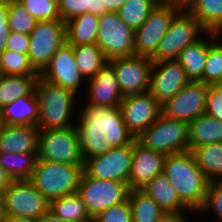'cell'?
Returning <instances> with one entry per match:
<instances>
[{"instance_id": "6da1fadb", "label": "cell", "mask_w": 222, "mask_h": 222, "mask_svg": "<svg viewBox=\"0 0 222 222\" xmlns=\"http://www.w3.org/2000/svg\"><path fill=\"white\" fill-rule=\"evenodd\" d=\"M79 100L83 105L78 107L75 127L84 160L136 140L125 126L119 107L92 106Z\"/></svg>"}, {"instance_id": "7a4b0ae2", "label": "cell", "mask_w": 222, "mask_h": 222, "mask_svg": "<svg viewBox=\"0 0 222 222\" xmlns=\"http://www.w3.org/2000/svg\"><path fill=\"white\" fill-rule=\"evenodd\" d=\"M163 173L180 200L196 213L204 202L210 181L196 164L191 151L167 155Z\"/></svg>"}, {"instance_id": "3957f363", "label": "cell", "mask_w": 222, "mask_h": 222, "mask_svg": "<svg viewBox=\"0 0 222 222\" xmlns=\"http://www.w3.org/2000/svg\"><path fill=\"white\" fill-rule=\"evenodd\" d=\"M35 92L39 102L37 126L40 130L75 126L77 117L74 116H77L79 105L77 94L70 89L51 84L40 76L35 85Z\"/></svg>"}, {"instance_id": "277c9868", "label": "cell", "mask_w": 222, "mask_h": 222, "mask_svg": "<svg viewBox=\"0 0 222 222\" xmlns=\"http://www.w3.org/2000/svg\"><path fill=\"white\" fill-rule=\"evenodd\" d=\"M83 166L37 160L30 181L51 202L77 193Z\"/></svg>"}, {"instance_id": "5b68a950", "label": "cell", "mask_w": 222, "mask_h": 222, "mask_svg": "<svg viewBox=\"0 0 222 222\" xmlns=\"http://www.w3.org/2000/svg\"><path fill=\"white\" fill-rule=\"evenodd\" d=\"M188 123L164 116L158 119L136 140L145 148L159 151L166 155L189 151Z\"/></svg>"}, {"instance_id": "8992f818", "label": "cell", "mask_w": 222, "mask_h": 222, "mask_svg": "<svg viewBox=\"0 0 222 222\" xmlns=\"http://www.w3.org/2000/svg\"><path fill=\"white\" fill-rule=\"evenodd\" d=\"M1 214L39 220L49 209L50 201L30 180H13L2 192Z\"/></svg>"}, {"instance_id": "52a82bcc", "label": "cell", "mask_w": 222, "mask_h": 222, "mask_svg": "<svg viewBox=\"0 0 222 222\" xmlns=\"http://www.w3.org/2000/svg\"><path fill=\"white\" fill-rule=\"evenodd\" d=\"M207 30L186 10H181L171 21L169 28L154 55L153 62L177 60L180 52L189 44L199 40Z\"/></svg>"}, {"instance_id": "ba28073f", "label": "cell", "mask_w": 222, "mask_h": 222, "mask_svg": "<svg viewBox=\"0 0 222 222\" xmlns=\"http://www.w3.org/2000/svg\"><path fill=\"white\" fill-rule=\"evenodd\" d=\"M37 156L38 160L84 165L76 127L40 130Z\"/></svg>"}, {"instance_id": "9c48e42d", "label": "cell", "mask_w": 222, "mask_h": 222, "mask_svg": "<svg viewBox=\"0 0 222 222\" xmlns=\"http://www.w3.org/2000/svg\"><path fill=\"white\" fill-rule=\"evenodd\" d=\"M129 190L127 183L97 179L82 172L77 194L81 197L93 219L109 207L125 201L128 198Z\"/></svg>"}, {"instance_id": "30bf717a", "label": "cell", "mask_w": 222, "mask_h": 222, "mask_svg": "<svg viewBox=\"0 0 222 222\" xmlns=\"http://www.w3.org/2000/svg\"><path fill=\"white\" fill-rule=\"evenodd\" d=\"M28 59L40 75L53 55L66 42V27L62 20L38 21L29 34Z\"/></svg>"}, {"instance_id": "8fae6325", "label": "cell", "mask_w": 222, "mask_h": 222, "mask_svg": "<svg viewBox=\"0 0 222 222\" xmlns=\"http://www.w3.org/2000/svg\"><path fill=\"white\" fill-rule=\"evenodd\" d=\"M96 44L108 60L135 55V31L116 12L99 16Z\"/></svg>"}, {"instance_id": "7c38bea8", "label": "cell", "mask_w": 222, "mask_h": 222, "mask_svg": "<svg viewBox=\"0 0 222 222\" xmlns=\"http://www.w3.org/2000/svg\"><path fill=\"white\" fill-rule=\"evenodd\" d=\"M133 143L120 148H111L104 154L85 159L83 172L97 179L127 183L131 173Z\"/></svg>"}, {"instance_id": "4fadbf2b", "label": "cell", "mask_w": 222, "mask_h": 222, "mask_svg": "<svg viewBox=\"0 0 222 222\" xmlns=\"http://www.w3.org/2000/svg\"><path fill=\"white\" fill-rule=\"evenodd\" d=\"M180 11L177 6L158 3L150 12L147 21L135 30V55L151 58L171 21Z\"/></svg>"}, {"instance_id": "5bb4252c", "label": "cell", "mask_w": 222, "mask_h": 222, "mask_svg": "<svg viewBox=\"0 0 222 222\" xmlns=\"http://www.w3.org/2000/svg\"><path fill=\"white\" fill-rule=\"evenodd\" d=\"M208 84L190 81L173 98L164 103L162 114L168 118L182 120L188 124L205 114Z\"/></svg>"}, {"instance_id": "9a60e30c", "label": "cell", "mask_w": 222, "mask_h": 222, "mask_svg": "<svg viewBox=\"0 0 222 222\" xmlns=\"http://www.w3.org/2000/svg\"><path fill=\"white\" fill-rule=\"evenodd\" d=\"M39 76L51 84L70 89L79 94V97L80 92L86 87V80L81 75L75 60L73 46L67 42L56 51L49 65Z\"/></svg>"}, {"instance_id": "2e32d148", "label": "cell", "mask_w": 222, "mask_h": 222, "mask_svg": "<svg viewBox=\"0 0 222 222\" xmlns=\"http://www.w3.org/2000/svg\"><path fill=\"white\" fill-rule=\"evenodd\" d=\"M119 108L125 126L135 139L162 113L161 105L149 92L125 95Z\"/></svg>"}, {"instance_id": "e0dca14e", "label": "cell", "mask_w": 222, "mask_h": 222, "mask_svg": "<svg viewBox=\"0 0 222 222\" xmlns=\"http://www.w3.org/2000/svg\"><path fill=\"white\" fill-rule=\"evenodd\" d=\"M113 66L122 94H138L149 91L153 61L149 57L133 55L108 60Z\"/></svg>"}, {"instance_id": "ac0fdd59", "label": "cell", "mask_w": 222, "mask_h": 222, "mask_svg": "<svg viewBox=\"0 0 222 222\" xmlns=\"http://www.w3.org/2000/svg\"><path fill=\"white\" fill-rule=\"evenodd\" d=\"M190 81L184 68L177 60L153 62L148 92L162 106Z\"/></svg>"}, {"instance_id": "d6986e66", "label": "cell", "mask_w": 222, "mask_h": 222, "mask_svg": "<svg viewBox=\"0 0 222 222\" xmlns=\"http://www.w3.org/2000/svg\"><path fill=\"white\" fill-rule=\"evenodd\" d=\"M87 95L85 104L92 106L119 107L122 94L115 70L108 62L93 78L86 81Z\"/></svg>"}, {"instance_id": "ffe728a7", "label": "cell", "mask_w": 222, "mask_h": 222, "mask_svg": "<svg viewBox=\"0 0 222 222\" xmlns=\"http://www.w3.org/2000/svg\"><path fill=\"white\" fill-rule=\"evenodd\" d=\"M166 154L145 148L137 140L133 142V156L129 189H142L150 180L163 173Z\"/></svg>"}, {"instance_id": "44dd1931", "label": "cell", "mask_w": 222, "mask_h": 222, "mask_svg": "<svg viewBox=\"0 0 222 222\" xmlns=\"http://www.w3.org/2000/svg\"><path fill=\"white\" fill-rule=\"evenodd\" d=\"M38 126L5 125L0 130V152L38 153Z\"/></svg>"}, {"instance_id": "7402d4cb", "label": "cell", "mask_w": 222, "mask_h": 222, "mask_svg": "<svg viewBox=\"0 0 222 222\" xmlns=\"http://www.w3.org/2000/svg\"><path fill=\"white\" fill-rule=\"evenodd\" d=\"M141 190L152 197L165 213L195 214L180 200L164 173L155 176Z\"/></svg>"}, {"instance_id": "603a6c76", "label": "cell", "mask_w": 222, "mask_h": 222, "mask_svg": "<svg viewBox=\"0 0 222 222\" xmlns=\"http://www.w3.org/2000/svg\"><path fill=\"white\" fill-rule=\"evenodd\" d=\"M0 116L5 125L37 126L39 102L36 92L17 98L0 109Z\"/></svg>"}, {"instance_id": "cb8c5ba5", "label": "cell", "mask_w": 222, "mask_h": 222, "mask_svg": "<svg viewBox=\"0 0 222 222\" xmlns=\"http://www.w3.org/2000/svg\"><path fill=\"white\" fill-rule=\"evenodd\" d=\"M66 42L72 46L96 44L99 16L85 13L65 22Z\"/></svg>"}, {"instance_id": "d4e9b609", "label": "cell", "mask_w": 222, "mask_h": 222, "mask_svg": "<svg viewBox=\"0 0 222 222\" xmlns=\"http://www.w3.org/2000/svg\"><path fill=\"white\" fill-rule=\"evenodd\" d=\"M189 151L195 147L222 142V121L207 114L188 124Z\"/></svg>"}, {"instance_id": "484cf974", "label": "cell", "mask_w": 222, "mask_h": 222, "mask_svg": "<svg viewBox=\"0 0 222 222\" xmlns=\"http://www.w3.org/2000/svg\"><path fill=\"white\" fill-rule=\"evenodd\" d=\"M208 54V31L196 42L186 46L177 61L184 68L191 81L202 82V75Z\"/></svg>"}, {"instance_id": "4316f807", "label": "cell", "mask_w": 222, "mask_h": 222, "mask_svg": "<svg viewBox=\"0 0 222 222\" xmlns=\"http://www.w3.org/2000/svg\"><path fill=\"white\" fill-rule=\"evenodd\" d=\"M39 76L0 75V109L17 98L35 93Z\"/></svg>"}, {"instance_id": "83f0119b", "label": "cell", "mask_w": 222, "mask_h": 222, "mask_svg": "<svg viewBox=\"0 0 222 222\" xmlns=\"http://www.w3.org/2000/svg\"><path fill=\"white\" fill-rule=\"evenodd\" d=\"M191 153L210 182L222 180V142L195 147Z\"/></svg>"}, {"instance_id": "f1b7e54d", "label": "cell", "mask_w": 222, "mask_h": 222, "mask_svg": "<svg viewBox=\"0 0 222 222\" xmlns=\"http://www.w3.org/2000/svg\"><path fill=\"white\" fill-rule=\"evenodd\" d=\"M132 222H158L166 213L141 189L129 190Z\"/></svg>"}, {"instance_id": "f546056e", "label": "cell", "mask_w": 222, "mask_h": 222, "mask_svg": "<svg viewBox=\"0 0 222 222\" xmlns=\"http://www.w3.org/2000/svg\"><path fill=\"white\" fill-rule=\"evenodd\" d=\"M186 11L207 31L222 34V0H193Z\"/></svg>"}, {"instance_id": "4dcf8cb0", "label": "cell", "mask_w": 222, "mask_h": 222, "mask_svg": "<svg viewBox=\"0 0 222 222\" xmlns=\"http://www.w3.org/2000/svg\"><path fill=\"white\" fill-rule=\"evenodd\" d=\"M73 53L79 71L86 81L93 78L108 63L103 50L97 44L73 46Z\"/></svg>"}, {"instance_id": "1f68e13d", "label": "cell", "mask_w": 222, "mask_h": 222, "mask_svg": "<svg viewBox=\"0 0 222 222\" xmlns=\"http://www.w3.org/2000/svg\"><path fill=\"white\" fill-rule=\"evenodd\" d=\"M37 160V153L0 152V165L12 180H30Z\"/></svg>"}, {"instance_id": "d6a6232c", "label": "cell", "mask_w": 222, "mask_h": 222, "mask_svg": "<svg viewBox=\"0 0 222 222\" xmlns=\"http://www.w3.org/2000/svg\"><path fill=\"white\" fill-rule=\"evenodd\" d=\"M204 84L222 83V34L208 31V54L202 75Z\"/></svg>"}, {"instance_id": "836d02e7", "label": "cell", "mask_w": 222, "mask_h": 222, "mask_svg": "<svg viewBox=\"0 0 222 222\" xmlns=\"http://www.w3.org/2000/svg\"><path fill=\"white\" fill-rule=\"evenodd\" d=\"M50 210L63 220L72 222L93 221L86 205L77 193L52 200L50 202Z\"/></svg>"}, {"instance_id": "e575fe53", "label": "cell", "mask_w": 222, "mask_h": 222, "mask_svg": "<svg viewBox=\"0 0 222 222\" xmlns=\"http://www.w3.org/2000/svg\"><path fill=\"white\" fill-rule=\"evenodd\" d=\"M157 4L158 0H126L117 13L135 31L147 21Z\"/></svg>"}, {"instance_id": "d590c367", "label": "cell", "mask_w": 222, "mask_h": 222, "mask_svg": "<svg viewBox=\"0 0 222 222\" xmlns=\"http://www.w3.org/2000/svg\"><path fill=\"white\" fill-rule=\"evenodd\" d=\"M57 3L61 20L64 23L85 13L102 16L108 12L103 0H57Z\"/></svg>"}, {"instance_id": "8d00e7d4", "label": "cell", "mask_w": 222, "mask_h": 222, "mask_svg": "<svg viewBox=\"0 0 222 222\" xmlns=\"http://www.w3.org/2000/svg\"><path fill=\"white\" fill-rule=\"evenodd\" d=\"M0 75L39 76L31 66L28 55L7 49L0 53Z\"/></svg>"}, {"instance_id": "74e56055", "label": "cell", "mask_w": 222, "mask_h": 222, "mask_svg": "<svg viewBox=\"0 0 222 222\" xmlns=\"http://www.w3.org/2000/svg\"><path fill=\"white\" fill-rule=\"evenodd\" d=\"M9 29L12 32L30 34L37 25V20L18 0L8 4Z\"/></svg>"}, {"instance_id": "f35d334b", "label": "cell", "mask_w": 222, "mask_h": 222, "mask_svg": "<svg viewBox=\"0 0 222 222\" xmlns=\"http://www.w3.org/2000/svg\"><path fill=\"white\" fill-rule=\"evenodd\" d=\"M212 213L214 218L217 217L215 222H222V180L209 183L204 202L195 214L202 216V214L212 215Z\"/></svg>"}, {"instance_id": "ab89813d", "label": "cell", "mask_w": 222, "mask_h": 222, "mask_svg": "<svg viewBox=\"0 0 222 222\" xmlns=\"http://www.w3.org/2000/svg\"><path fill=\"white\" fill-rule=\"evenodd\" d=\"M37 21L61 20L57 0H18Z\"/></svg>"}, {"instance_id": "60d3db41", "label": "cell", "mask_w": 222, "mask_h": 222, "mask_svg": "<svg viewBox=\"0 0 222 222\" xmlns=\"http://www.w3.org/2000/svg\"><path fill=\"white\" fill-rule=\"evenodd\" d=\"M92 222H132L131 206L128 198L111 206L93 218Z\"/></svg>"}, {"instance_id": "b9f144b4", "label": "cell", "mask_w": 222, "mask_h": 222, "mask_svg": "<svg viewBox=\"0 0 222 222\" xmlns=\"http://www.w3.org/2000/svg\"><path fill=\"white\" fill-rule=\"evenodd\" d=\"M205 114L222 121V83L209 85Z\"/></svg>"}, {"instance_id": "7bdbcfd3", "label": "cell", "mask_w": 222, "mask_h": 222, "mask_svg": "<svg viewBox=\"0 0 222 222\" xmlns=\"http://www.w3.org/2000/svg\"><path fill=\"white\" fill-rule=\"evenodd\" d=\"M29 42V34L10 31L6 43V49L27 55Z\"/></svg>"}, {"instance_id": "ee69618b", "label": "cell", "mask_w": 222, "mask_h": 222, "mask_svg": "<svg viewBox=\"0 0 222 222\" xmlns=\"http://www.w3.org/2000/svg\"><path fill=\"white\" fill-rule=\"evenodd\" d=\"M9 33L8 4H0V53L6 49Z\"/></svg>"}, {"instance_id": "f6af8a7d", "label": "cell", "mask_w": 222, "mask_h": 222, "mask_svg": "<svg viewBox=\"0 0 222 222\" xmlns=\"http://www.w3.org/2000/svg\"><path fill=\"white\" fill-rule=\"evenodd\" d=\"M188 213H166L158 222H191Z\"/></svg>"}, {"instance_id": "bcb514c9", "label": "cell", "mask_w": 222, "mask_h": 222, "mask_svg": "<svg viewBox=\"0 0 222 222\" xmlns=\"http://www.w3.org/2000/svg\"><path fill=\"white\" fill-rule=\"evenodd\" d=\"M193 0H158L159 4L173 5L179 7L181 10H186Z\"/></svg>"}, {"instance_id": "7dc6e473", "label": "cell", "mask_w": 222, "mask_h": 222, "mask_svg": "<svg viewBox=\"0 0 222 222\" xmlns=\"http://www.w3.org/2000/svg\"><path fill=\"white\" fill-rule=\"evenodd\" d=\"M12 178L8 175L6 170L0 165V193L11 184Z\"/></svg>"}, {"instance_id": "c3c4849f", "label": "cell", "mask_w": 222, "mask_h": 222, "mask_svg": "<svg viewBox=\"0 0 222 222\" xmlns=\"http://www.w3.org/2000/svg\"><path fill=\"white\" fill-rule=\"evenodd\" d=\"M104 7L108 12H118L120 7L126 2V0H103Z\"/></svg>"}, {"instance_id": "681fc988", "label": "cell", "mask_w": 222, "mask_h": 222, "mask_svg": "<svg viewBox=\"0 0 222 222\" xmlns=\"http://www.w3.org/2000/svg\"><path fill=\"white\" fill-rule=\"evenodd\" d=\"M38 222H72L68 220H63L61 217L57 216L52 210H48Z\"/></svg>"}, {"instance_id": "f907efd6", "label": "cell", "mask_w": 222, "mask_h": 222, "mask_svg": "<svg viewBox=\"0 0 222 222\" xmlns=\"http://www.w3.org/2000/svg\"><path fill=\"white\" fill-rule=\"evenodd\" d=\"M4 222H38V220H32L23 217L4 216Z\"/></svg>"}, {"instance_id": "816d5d0a", "label": "cell", "mask_w": 222, "mask_h": 222, "mask_svg": "<svg viewBox=\"0 0 222 222\" xmlns=\"http://www.w3.org/2000/svg\"><path fill=\"white\" fill-rule=\"evenodd\" d=\"M13 0H0V4H9L11 3Z\"/></svg>"}, {"instance_id": "f5cc1de1", "label": "cell", "mask_w": 222, "mask_h": 222, "mask_svg": "<svg viewBox=\"0 0 222 222\" xmlns=\"http://www.w3.org/2000/svg\"><path fill=\"white\" fill-rule=\"evenodd\" d=\"M0 222H4V216L0 214Z\"/></svg>"}, {"instance_id": "db71d44e", "label": "cell", "mask_w": 222, "mask_h": 222, "mask_svg": "<svg viewBox=\"0 0 222 222\" xmlns=\"http://www.w3.org/2000/svg\"><path fill=\"white\" fill-rule=\"evenodd\" d=\"M2 125H3V122H2V118L0 116V130H1Z\"/></svg>"}, {"instance_id": "11a10c76", "label": "cell", "mask_w": 222, "mask_h": 222, "mask_svg": "<svg viewBox=\"0 0 222 222\" xmlns=\"http://www.w3.org/2000/svg\"><path fill=\"white\" fill-rule=\"evenodd\" d=\"M1 198H2V194L0 193V214H1Z\"/></svg>"}]
</instances>
